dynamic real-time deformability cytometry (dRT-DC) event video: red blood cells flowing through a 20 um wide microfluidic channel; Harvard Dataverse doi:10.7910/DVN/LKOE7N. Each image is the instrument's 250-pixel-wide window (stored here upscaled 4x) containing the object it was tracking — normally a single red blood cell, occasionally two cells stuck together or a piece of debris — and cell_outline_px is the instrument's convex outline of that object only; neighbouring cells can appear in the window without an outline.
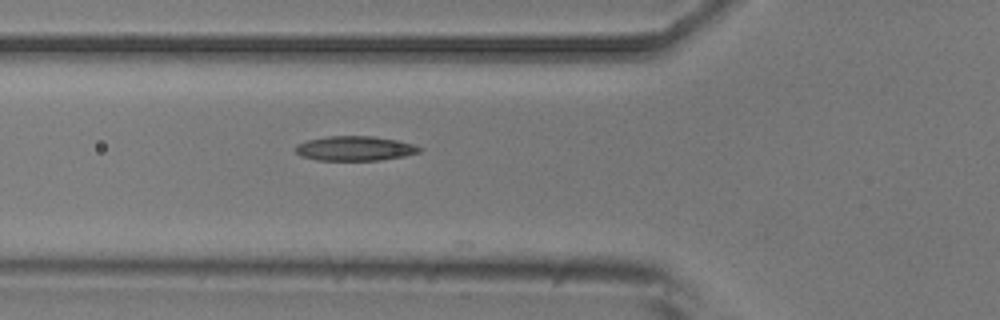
{"species": "common noctule bat (a hibernating species)", "species_latin": "Nyctalus noctula", "temperature_condition": "room temperature", "stored_images_in_passage": 6, "camera_frame_rate_fps": 3000, "um_per_image_px": 0.085, "animal": {"sex": "male", "body_mass_g": 20.5, "forearm_length_mm": 52.5}, "frame": {"image": 1, "passage_image": 6, "time_ms": 6.667, "image_size_px": [1000, 320], "cell_outline_px": [[424, 148], [420, 152], [404, 156], [380, 160], [316, 160], [300, 156], [296, 152], [296, 144], [308, 140], [328, 136], [372, 136], [400, 140], [416, 144]], "centroid_in_image_um": [30.22, 12.61], "position_along_channel_um": 95.6, "area_um2": 17.98}}